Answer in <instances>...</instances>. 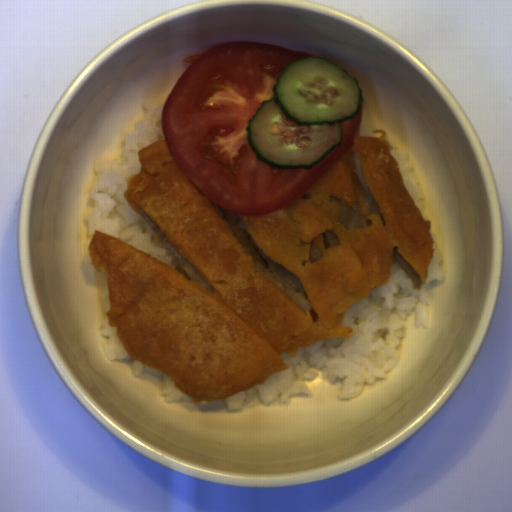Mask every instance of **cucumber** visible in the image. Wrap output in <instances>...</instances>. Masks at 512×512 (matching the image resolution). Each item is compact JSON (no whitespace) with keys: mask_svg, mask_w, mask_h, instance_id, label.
<instances>
[{"mask_svg":"<svg viewBox=\"0 0 512 512\" xmlns=\"http://www.w3.org/2000/svg\"><path fill=\"white\" fill-rule=\"evenodd\" d=\"M276 81L273 98L248 120L247 143L271 168L309 170L340 146V123L359 115L362 89L323 57L288 64Z\"/></svg>","mask_w":512,"mask_h":512,"instance_id":"cucumber-1","label":"cucumber"}]
</instances>
